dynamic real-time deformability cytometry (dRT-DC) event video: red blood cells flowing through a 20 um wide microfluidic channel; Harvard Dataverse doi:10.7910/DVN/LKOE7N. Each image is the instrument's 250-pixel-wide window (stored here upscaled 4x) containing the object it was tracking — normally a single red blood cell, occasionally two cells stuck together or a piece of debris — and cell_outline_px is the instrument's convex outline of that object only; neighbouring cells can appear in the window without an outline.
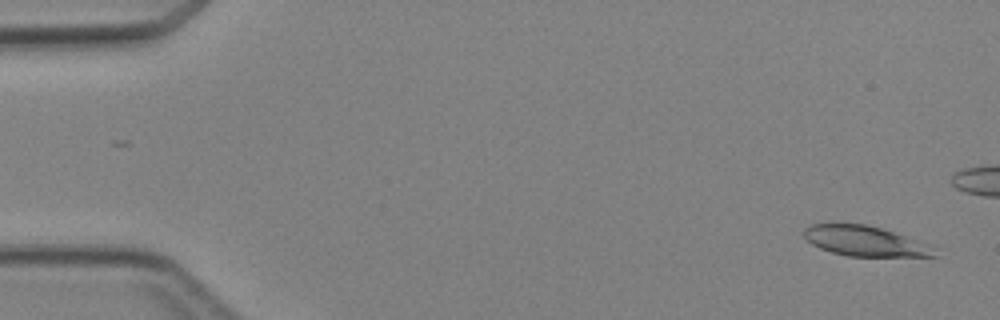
{"species": "Egyptian fruit bat (a non-hibernating species)", "species_latin": "Rousettus aegyptiacus", "temperature_condition": "cold", "stored_images_in_passage": 5, "camera_frame_rate_fps": 3000, "um_per_image_px": 0.085, "animal": {"sex": "female"}, "frame": {"image": 1, "passage_image": 1, "time_ms": 0.0, "image_size_px": [1000, 320], "cell_outline_px": [[936, 256], [848, 256], [832, 252], [820, 248], [812, 244], [804, 236], [804, 228], [812, 224], [832, 220], [864, 224], [880, 228], [904, 236], [936, 248]], "centroid_in_image_um": [73.4, 20.45], "position_along_channel_um": 11.6, "area_um2": 23.12}}